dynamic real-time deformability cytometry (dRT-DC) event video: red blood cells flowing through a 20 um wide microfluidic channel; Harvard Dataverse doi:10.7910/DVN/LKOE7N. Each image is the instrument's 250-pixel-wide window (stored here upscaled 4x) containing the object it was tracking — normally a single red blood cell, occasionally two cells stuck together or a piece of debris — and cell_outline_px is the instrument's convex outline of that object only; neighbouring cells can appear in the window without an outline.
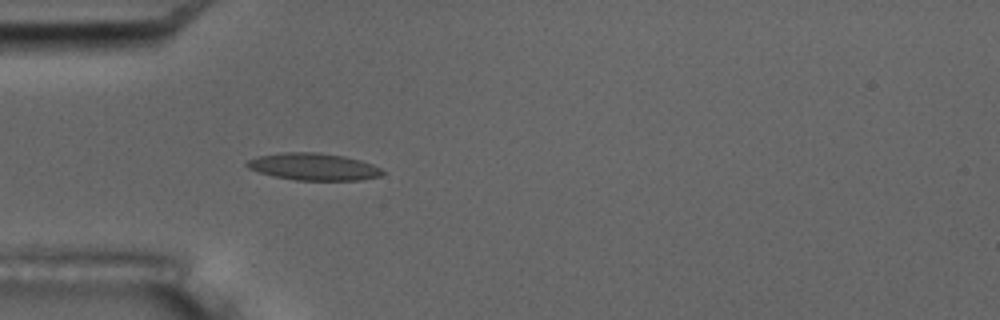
{"species": "common noctule bat (a hibernating species)", "species_latin": "Nyctalus noctula", "temperature_condition": "room temperature", "stored_images_in_passage": 4, "camera_frame_rate_fps": 3000, "um_per_image_px": 0.085, "animal": {"sex": "male", "body_mass_g": 17.5, "forearm_length_mm": 52.3}, "frame": {"image": 1, "passage_image": 4, "time_ms": 3.667, "image_size_px": [1000, 320], "cell_outline_px": [[384, 172], [380, 176], [360, 180], [296, 180], [272, 176], [248, 168], [244, 164], [248, 160], [256, 156], [284, 152], [320, 152], [344, 156], [360, 160], [372, 164], [380, 168]], "centroid_in_image_um": [26.62, 14.16], "position_along_channel_um": 58.4, "area_um2": 21.44}}